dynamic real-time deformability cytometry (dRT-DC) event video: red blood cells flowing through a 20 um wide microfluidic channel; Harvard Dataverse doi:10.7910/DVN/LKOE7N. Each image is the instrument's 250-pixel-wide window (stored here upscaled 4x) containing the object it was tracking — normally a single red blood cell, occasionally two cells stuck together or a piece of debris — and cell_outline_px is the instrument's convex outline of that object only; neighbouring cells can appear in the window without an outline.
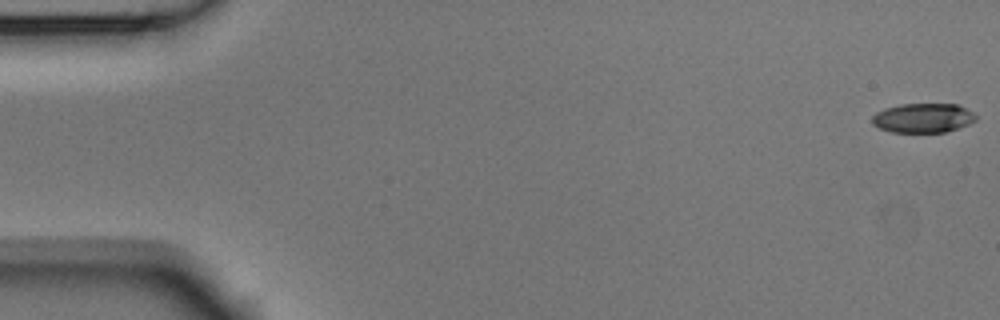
{"species": "Egyptian fruit bat (a non-hibernating species)", "species_latin": "Rousettus aegyptiacus", "temperature_condition": "room temperature", "stored_images_in_passage": 54, "camera_frame_rate_fps": 3000, "um_per_image_px": 0.085, "animal": {"sex": "male"}, "frame": {"image": 1, "passage_image": 1, "time_ms": 0.0, "image_size_px": [1000, 320], "cell_outline_px": [[976, 120], [968, 124], [944, 132], [892, 132], [880, 128], [872, 124], [872, 116], [876, 112], [884, 108], [900, 104], [956, 104], [972, 112], [976, 116]], "centroid_in_image_um": [78.42, 10.02], "position_along_channel_um": 6.6, "area_um2": 17.63}}
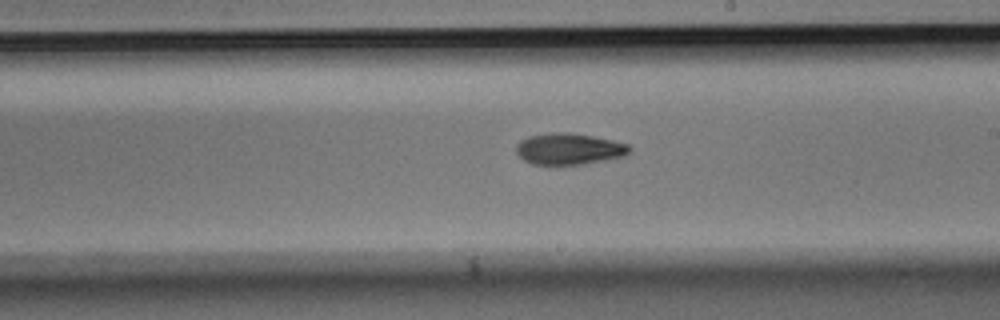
{"frame": {"image": 2, "passage_image": 31, "time_ms": 10.0, "image_size_px": [1000, 320], "cell_outline_px": [[632, 152], [624, 156], [584, 164], [556, 168], [532, 164], [524, 160], [516, 152], [516, 144], [520, 140], [528, 136], [552, 132], [572, 132], [612, 140], [628, 144], [632, 148]], "centroid_in_image_um": [48.34, 12.69], "position_along_channel_um": 240.7, "area_um2": 21.56}}
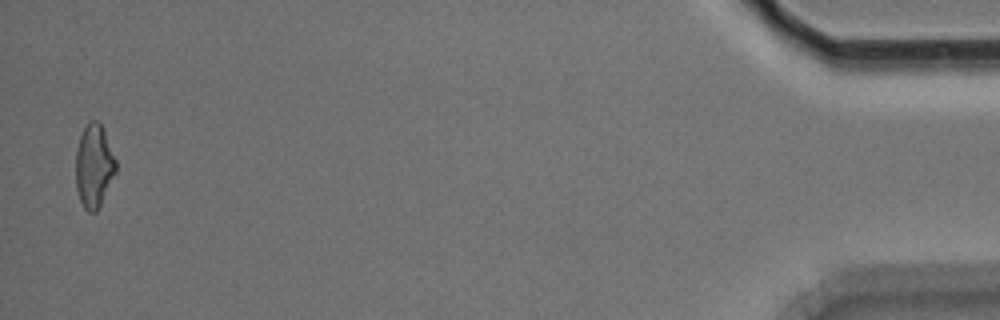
{"frame": {"image": 3, "passage_image": 53, "time_ms": 17.333, "image_size_px": [1000, 320], "cell_outline_px": [[116, 172], [96, 212], [88, 212], [84, 208], [80, 200], [76, 188], [76, 148], [80, 136], [88, 120], [96, 120], [100, 124], [104, 132], [116, 160]], "centroid_in_image_um": [7.97, 14.11], "position_along_channel_um": 427.2, "area_um2": 19.25}, "authors_computed_cell_mechanics": {"area_um2": 19.9121, "velocity_mm_per_s": 3.7687, "shape_relaxation_time_tau1_ms": 4.0227, "shape_relaxation_time_tau2_ms": 5.36, "deformation_change_tau1": 0.1606, "deformation_change_tau2": 0.1304}}